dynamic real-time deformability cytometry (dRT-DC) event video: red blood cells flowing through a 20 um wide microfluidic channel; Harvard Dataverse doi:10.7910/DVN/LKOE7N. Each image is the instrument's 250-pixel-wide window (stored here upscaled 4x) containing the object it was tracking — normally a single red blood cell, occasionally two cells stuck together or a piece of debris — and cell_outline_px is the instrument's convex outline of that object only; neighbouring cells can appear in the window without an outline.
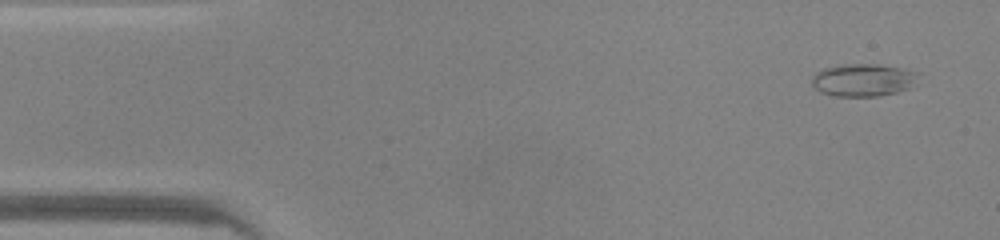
{"species": "common noctule bat (a hibernating species)", "species_latin": "Nyctalus noctula", "temperature_condition": "warm", "stored_images_in_passage": 45, "camera_frame_rate_fps": 3000, "um_per_image_px": 0.085, "animal": {"sex": "male", "body_mass_g": 20.0, "forearm_length_mm": 53.3}, "frame": {"image": 1, "passage_image": 1, "time_ms": 0.0, "image_size_px": [1000, 240], "cell_outline_px": [[920, 72], [912, 88], [880, 96], [836, 96], [820, 92], [812, 88], [812, 76], [816, 72], [824, 68], [840, 64], [880, 64], [904, 68]], "centroid_in_image_um": [73.38, 6.79], "position_along_channel_um": 11.6, "area_um2": 20.63}}
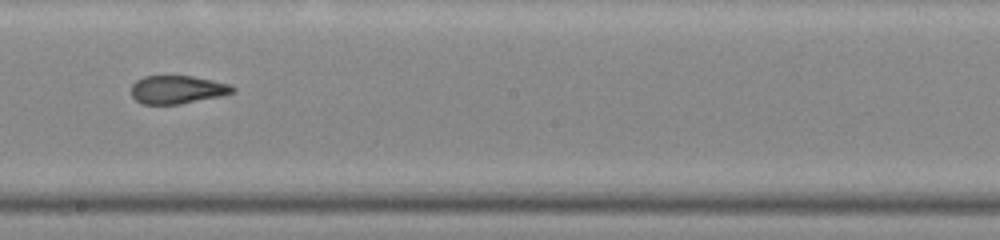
{"frame": {"image": 2, "passage_image": 24, "time_ms": 7.667, "image_size_px": [1000, 240], "cell_outline_px": [[236, 92], [220, 96], [180, 104], [140, 104], [132, 96], [132, 84], [136, 80], [144, 76], [192, 76], [232, 84], [236, 88]], "centroid_in_image_um": [15.1, 7.61], "position_along_channel_um": 233.1, "area_um2": 16.76}}
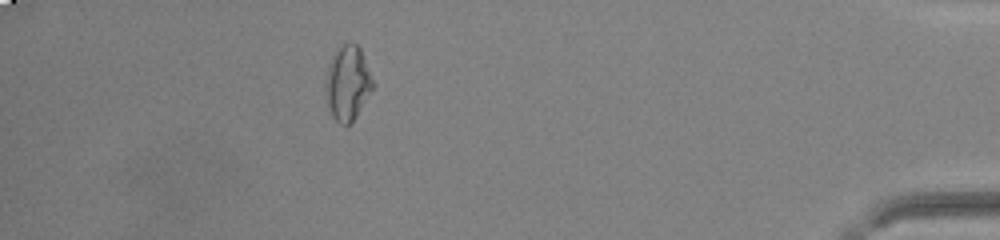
{"frame": {"image": 3, "passage_image": 40, "time_ms": 13.0, "image_size_px": [1000, 240], "cell_outline_px": [[372, 88], [356, 116], [348, 124], [340, 124], [332, 116], [328, 104], [324, 84], [328, 64], [336, 48], [348, 40], [356, 44], [360, 48], [372, 80]], "centroid_in_image_um": [29.5, 7.01], "position_along_channel_um": 405.7, "area_um2": 20.23}, "authors_computed_cell_mechanics": {"area_um2": 18.2648, "velocity_mm_per_s": 4.2952, "shape_relaxation_time_tau1_ms": null, "shape_relaxation_time_tau2_ms": 1.4317, "deformation_change_tau1": null, "deformation_change_tau2": 0.0916}}